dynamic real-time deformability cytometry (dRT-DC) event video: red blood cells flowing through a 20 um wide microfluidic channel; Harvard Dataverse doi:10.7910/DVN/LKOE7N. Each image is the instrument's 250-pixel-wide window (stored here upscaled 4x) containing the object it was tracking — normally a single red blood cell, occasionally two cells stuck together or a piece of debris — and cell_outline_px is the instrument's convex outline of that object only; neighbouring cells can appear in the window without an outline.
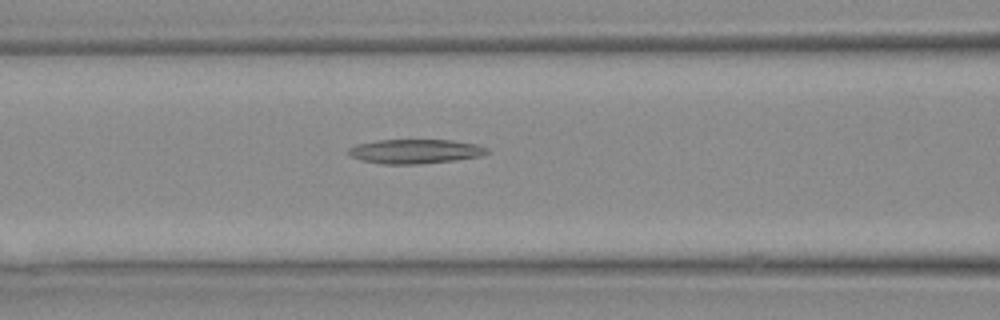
{"species": "Egyptian fruit bat (a non-hibernating species)", "species_latin": "Rousettus aegyptiacus", "temperature_condition": "warm", "stored_images_in_passage": 14, "camera_frame_rate_fps": 3000, "um_per_image_px": 0.085, "animal": {"sex": "female"}, "frame": {"image": 1, "passage_image": 5, "time_ms": 1.333, "image_size_px": [1000, 320], "cell_outline_px": [[488, 152], [480, 156], [452, 160], [416, 164], [384, 164], [360, 160], [352, 156], [348, 152], [348, 148], [356, 144], [380, 140], [452, 140], [476, 144], [488, 148]], "centroid_in_image_um": [35.27, 12.86], "position_along_channel_um": 131.3, "area_um2": 19.42}}
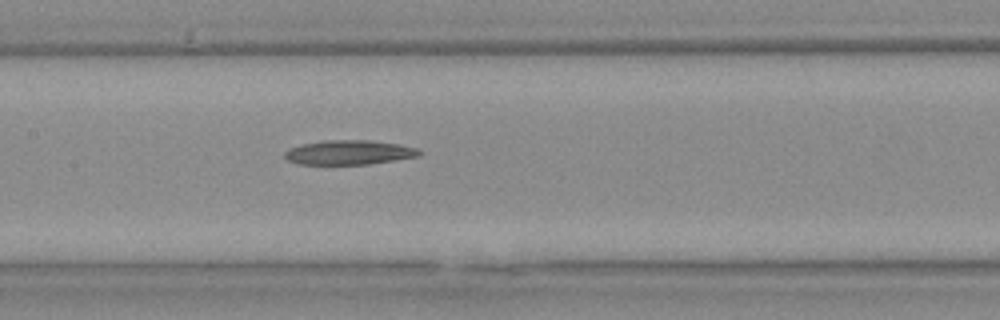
{"frame": {"image": 2, "passage_image": 7, "time_ms": 2.0, "image_size_px": [1000, 320], "cell_outline_px": [[424, 152], [420, 156], [396, 160], [368, 164], [300, 164], [288, 160], [284, 156], [284, 152], [292, 148], [304, 144], [324, 140], [372, 140], [400, 144], [420, 148]], "centroid_in_image_um": [29.77, 12.95], "position_along_channel_um": 177.6, "area_um2": 19.25}}
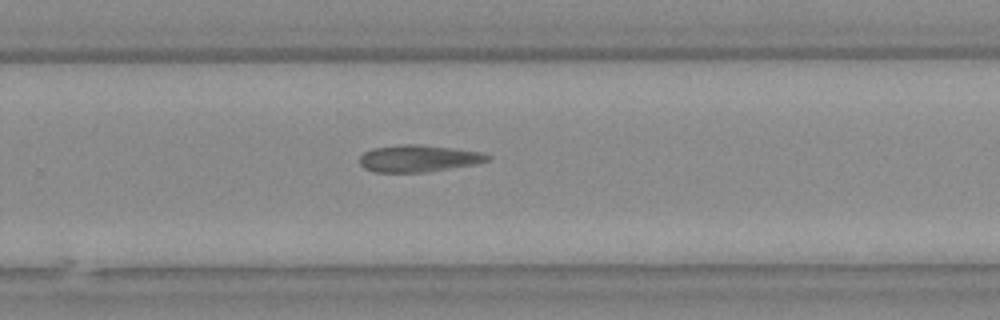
{"frame": {"image": 3, "passage_image": 12, "time_ms": 3.667, "image_size_px": [1000, 320], "cell_outline_px": [[492, 156], [488, 160], [476, 164], [428, 172], [372, 172], [364, 168], [360, 164], [360, 156], [364, 152], [372, 148], [400, 144], [416, 144], [452, 148], [480, 152]], "centroid_in_image_um": [35.55, 13.47], "position_along_channel_um": 294.3, "area_um2": 20.11}}